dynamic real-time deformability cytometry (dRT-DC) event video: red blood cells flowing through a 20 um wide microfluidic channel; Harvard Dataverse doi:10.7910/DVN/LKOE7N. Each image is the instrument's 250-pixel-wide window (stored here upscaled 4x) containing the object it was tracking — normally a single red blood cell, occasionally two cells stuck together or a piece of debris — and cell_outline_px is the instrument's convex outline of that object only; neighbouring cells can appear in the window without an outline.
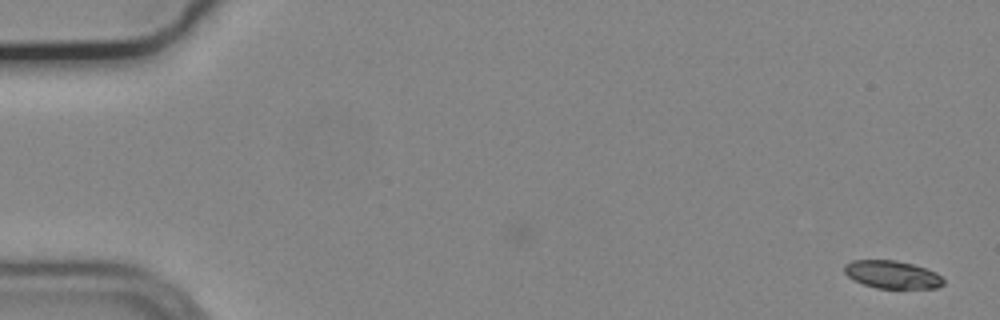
{"species": "common noctule bat (a hibernating species)", "species_latin": "Nyctalus noctula", "temperature_condition": "cold", "stored_images_in_passage": 11, "camera_frame_rate_fps": 3000, "um_per_image_px": 0.085, "animal": {"sex": "male", "body_mass_g": 19.2, "forearm_length_mm": 51.8}, "frame": {"image": 1, "passage_image": 1, "time_ms": 0.0, "image_size_px": [1000, 320], "cell_outline_px": [[944, 284], [936, 288], [876, 288], [864, 284], [848, 276], [844, 272], [844, 264], [852, 260], [896, 260], [912, 264], [936, 272], [944, 280]], "centroid_in_image_um": [75.83, 23.33], "position_along_channel_um": 9.2, "area_um2": 15.95}}